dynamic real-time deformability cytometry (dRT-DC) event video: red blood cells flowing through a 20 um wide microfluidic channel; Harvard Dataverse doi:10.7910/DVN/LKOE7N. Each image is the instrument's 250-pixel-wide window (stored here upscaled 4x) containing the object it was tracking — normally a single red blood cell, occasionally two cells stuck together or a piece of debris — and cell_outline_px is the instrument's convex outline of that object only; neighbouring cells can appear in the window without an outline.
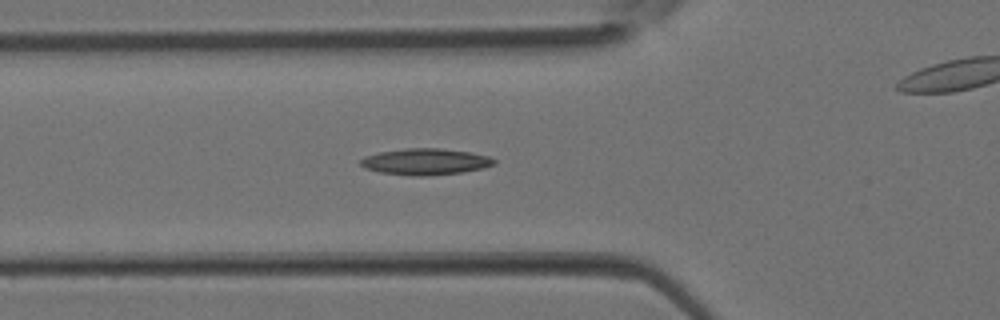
{"species": "Egyptian fruit bat (a non-hibernating species)", "species_latin": "Rousettus aegyptiacus", "temperature_condition": "room temperature", "stored_images_in_passage": 35, "camera_frame_rate_fps": 3000, "um_per_image_px": 0.085, "animal": {"sex": "female"}, "frame": {"image": 1, "passage_image": 10, "time_ms": 3.0, "image_size_px": [1000, 320], "cell_outline_px": [[496, 164], [484, 168], [464, 172], [424, 176], [412, 176], [380, 172], [364, 168], [360, 164], [360, 160], [364, 156], [380, 152], [404, 148], [440, 148], [468, 152], [488, 156], [496, 160]], "centroid_in_image_um": [36.16, 13.74], "position_along_channel_um": 89.6, "area_um2": 20.58}}
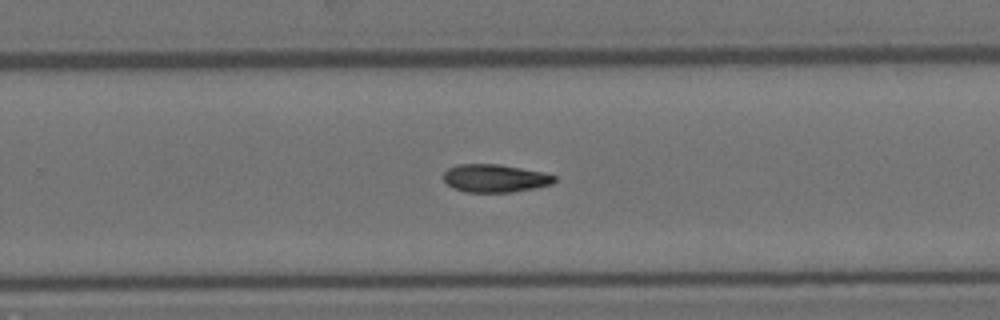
{"frame": {"image": 2, "passage_image": 21, "time_ms": 6.667, "image_size_px": [1000, 320], "cell_outline_px": [[556, 180], [552, 184], [536, 188], [512, 192], [464, 192], [452, 188], [444, 180], [444, 172], [448, 168], [456, 164], [500, 164], [540, 172], [556, 176]], "centroid_in_image_um": [42.05, 15.16], "position_along_channel_um": 287.8, "area_um2": 18.09}}
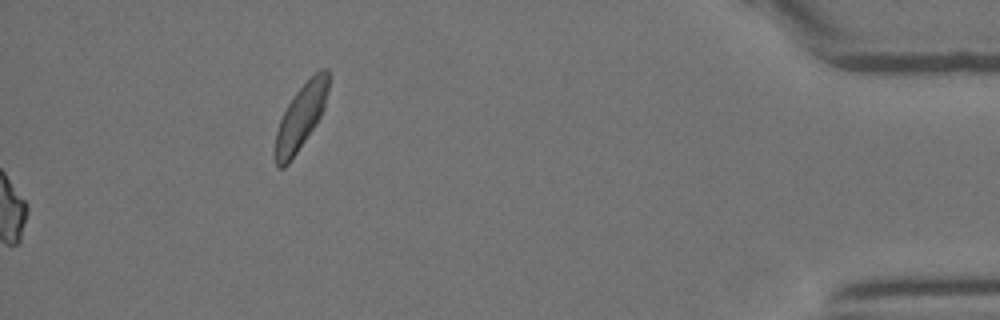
{"frame": {"image": 3, "passage_image": 35, "time_ms": 11.333, "image_size_px": [1000, 320], "cell_outline_px": [[328, 88], [324, 108], [316, 124], [288, 164], [284, 168], [276, 168], [276, 132], [280, 120], [292, 96], [320, 68], [328, 68]], "centroid_in_image_um": [25.58, 9.93], "position_along_channel_um": 409.6, "area_um2": 19.65}}